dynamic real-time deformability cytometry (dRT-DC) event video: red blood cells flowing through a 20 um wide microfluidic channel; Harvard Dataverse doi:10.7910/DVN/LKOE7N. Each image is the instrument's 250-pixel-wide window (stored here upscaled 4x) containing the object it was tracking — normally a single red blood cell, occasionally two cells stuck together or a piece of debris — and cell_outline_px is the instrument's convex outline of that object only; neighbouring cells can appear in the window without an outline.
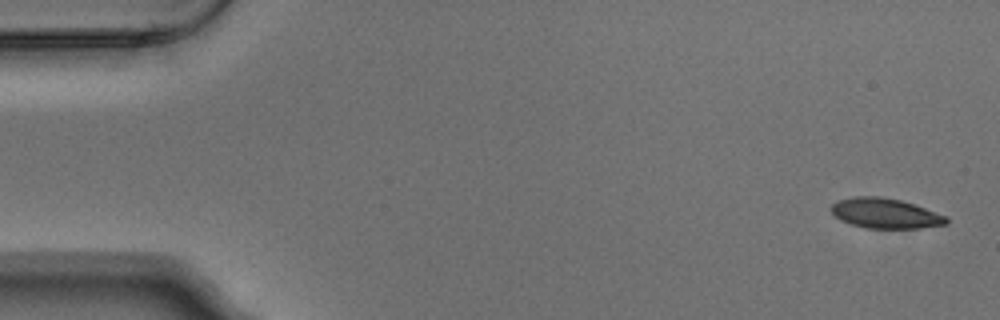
{"species": "Egyptian fruit bat (a non-hibernating species)", "species_latin": "Rousettus aegyptiacus", "temperature_condition": "warm", "stored_images_in_passage": 5, "camera_frame_rate_fps": 3000, "um_per_image_px": 0.085, "animal": {"sex": "male"}, "frame": {"image": 1, "passage_image": 1, "time_ms": 0.0, "image_size_px": [1000, 320], "cell_outline_px": [[948, 224], [920, 228], [864, 228], [840, 220], [828, 208], [836, 200], [856, 196], [880, 196], [900, 200], [916, 204], [948, 216]], "centroid_in_image_um": [75.26, 18.12], "position_along_channel_um": 9.7, "area_um2": 20.46}}
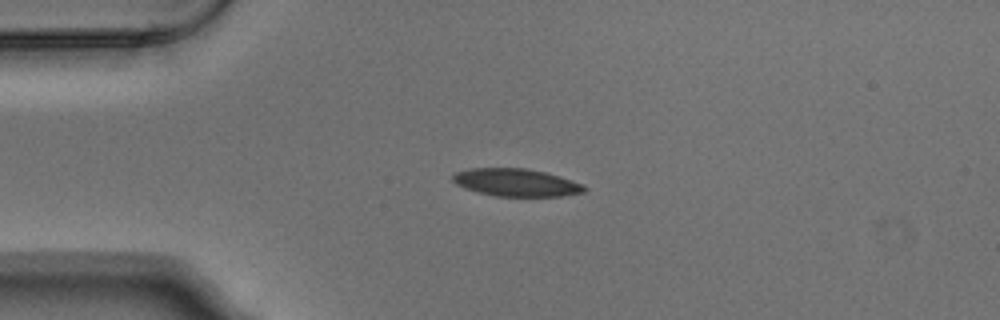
{"frame": {"image": 2, "passage_image": 4, "time_ms": 1.0, "image_size_px": [1000, 320], "cell_outline_px": [[588, 192], [560, 196], [496, 196], [476, 192], [464, 188], [456, 184], [452, 180], [452, 176], [456, 172], [472, 168], [528, 168], [560, 176], [584, 184], [588, 188]], "centroid_in_image_um": [43.91, 15.52], "position_along_channel_um": 41.1, "area_um2": 21.39}}